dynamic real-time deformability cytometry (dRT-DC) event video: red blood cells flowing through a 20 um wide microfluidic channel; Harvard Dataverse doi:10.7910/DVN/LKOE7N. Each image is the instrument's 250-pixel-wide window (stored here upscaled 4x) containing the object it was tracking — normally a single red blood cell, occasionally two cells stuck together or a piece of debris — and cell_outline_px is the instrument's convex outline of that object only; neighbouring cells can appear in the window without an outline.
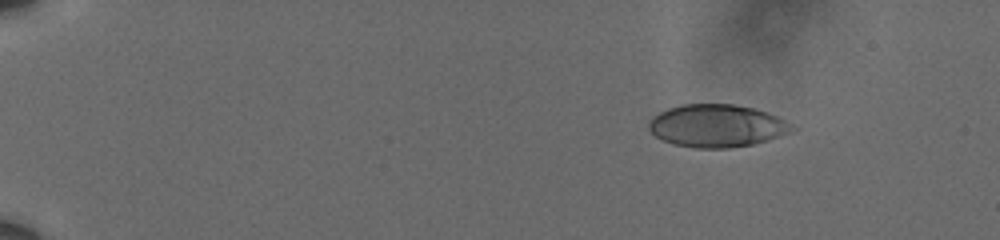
{"species": "human", "species_latin": "Homo sapiens", "temperature_condition": "cold", "stored_images_in_passage": 12, "camera_frame_rate_fps": 3000, "um_per_image_px": 0.085, "donor": {"sex": "male"}, "frame": {"image": 1, "passage_image": 3, "time_ms": 0.667, "image_size_px": [1000, 240], "cell_outline_px": [[800, 128], [780, 136], [768, 140], [752, 144], [728, 148], [696, 148], [676, 144], [664, 140], [656, 136], [648, 128], [648, 120], [652, 116], [668, 108], [680, 104], [736, 104], [756, 108], [768, 112]], "centroid_in_image_um": [60.96, 10.68], "position_along_channel_um": 24.0, "area_um2": 35.78}}
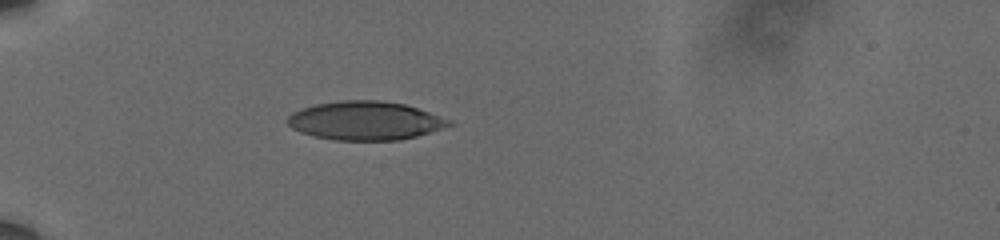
{"frame": {"image": 2, "passage_image": 9, "time_ms": 2.667, "image_size_px": [1000, 240], "cell_outline_px": [[456, 124], [416, 136], [400, 140], [336, 140], [312, 136], [300, 132], [292, 128], [284, 120], [292, 112], [316, 104], [344, 100], [380, 100], [404, 104], [452, 120]], "centroid_in_image_um": [31.03, 10.26], "position_along_channel_um": 54.0, "area_um2": 36.36}}
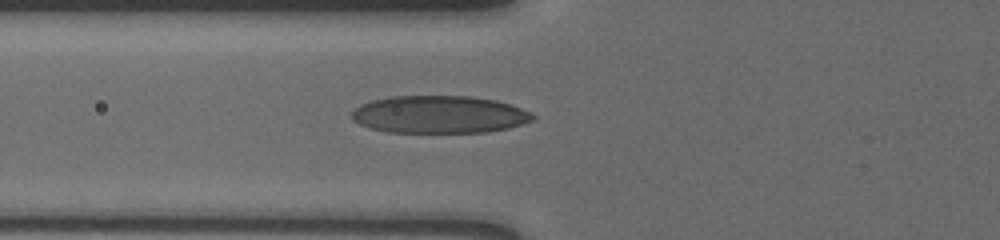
{"frame": {"image": 3, "passage_image": 12, "time_ms": 3.667, "image_size_px": [1000, 240], "cell_outline_px": [[536, 120], [508, 128], [488, 132], [388, 132], [368, 128], [352, 120], [348, 116], [360, 104], [372, 100], [392, 96], [468, 96], [496, 100], [520, 108], [536, 116]], "centroid_in_image_um": [37.31, 9.73], "position_along_channel_um": 88.5, "area_um2": 39.71}}